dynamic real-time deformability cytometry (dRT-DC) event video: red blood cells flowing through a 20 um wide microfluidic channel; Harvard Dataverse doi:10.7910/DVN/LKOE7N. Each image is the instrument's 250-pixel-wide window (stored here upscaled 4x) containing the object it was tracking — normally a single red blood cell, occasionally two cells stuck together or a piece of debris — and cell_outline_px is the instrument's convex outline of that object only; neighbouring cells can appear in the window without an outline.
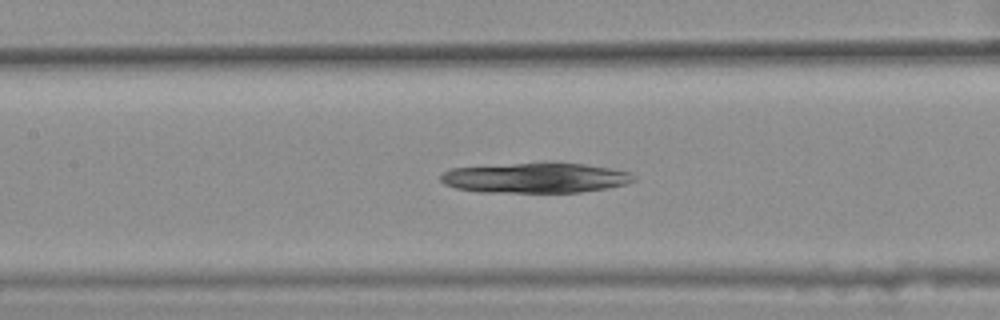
{"species": "common noctule bat (a hibernating species)", "species_latin": "Nyctalus noctula", "temperature_condition": "warm", "stored_images_in_passage": 47, "camera_frame_rate_fps": 3000, "um_per_image_px": 0.085, "animal": {"sex": "female", "body_mass_g": 25.1}, "frame": {"image": 1, "passage_image": 25, "time_ms": 8.0, "image_size_px": [1000, 320], "cell_outline_px": [[636, 180], [624, 184], [608, 188], [580, 192], [476, 192], [456, 188], [444, 184], [440, 180], [440, 172], [452, 168], [544, 160], [552, 160], [584, 164], [632, 172], [636, 176]], "centroid_in_image_um": [45.5, 15.08], "position_along_channel_um": 161.9, "area_um2": 35.08}}
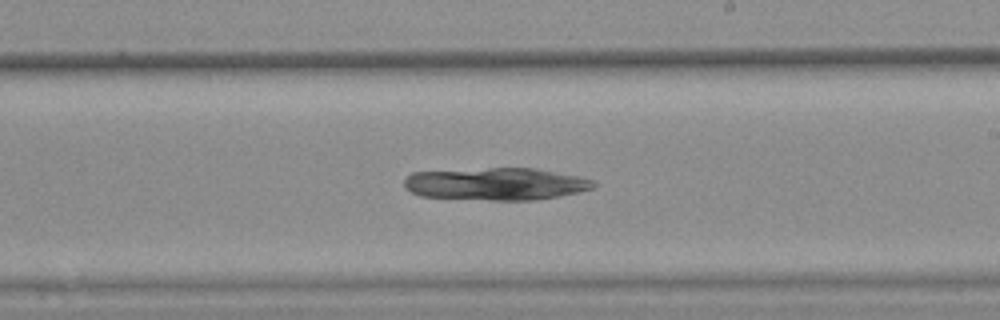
{"frame": {"image": 2, "passage_image": 32, "time_ms": 10.333, "image_size_px": [1000, 320], "cell_outline_px": [[596, 184], [592, 188], [560, 196], [536, 200], [492, 200], [420, 196], [404, 188], [404, 180], [412, 172], [488, 168], [536, 168], [580, 176], [596, 180]], "centroid_in_image_um": [42.18, 15.63], "position_along_channel_um": 246.8, "area_um2": 35.84}}
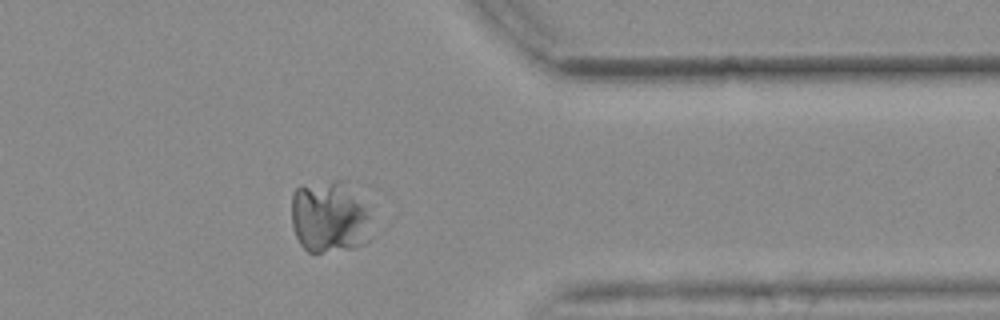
{"frame": {"image": 3, "passage_image": 44, "time_ms": 14.333, "image_size_px": [1000, 320], "cell_outline_px": [[372, 236], [364, 244], [356, 248], [320, 252], [308, 252], [300, 244], [296, 236], [292, 224], [292, 192], [300, 184], [336, 180], [344, 180], [368, 208]], "centroid_in_image_um": [28.01, 18.44], "position_along_channel_um": 383.4, "area_um2": 34.22}}